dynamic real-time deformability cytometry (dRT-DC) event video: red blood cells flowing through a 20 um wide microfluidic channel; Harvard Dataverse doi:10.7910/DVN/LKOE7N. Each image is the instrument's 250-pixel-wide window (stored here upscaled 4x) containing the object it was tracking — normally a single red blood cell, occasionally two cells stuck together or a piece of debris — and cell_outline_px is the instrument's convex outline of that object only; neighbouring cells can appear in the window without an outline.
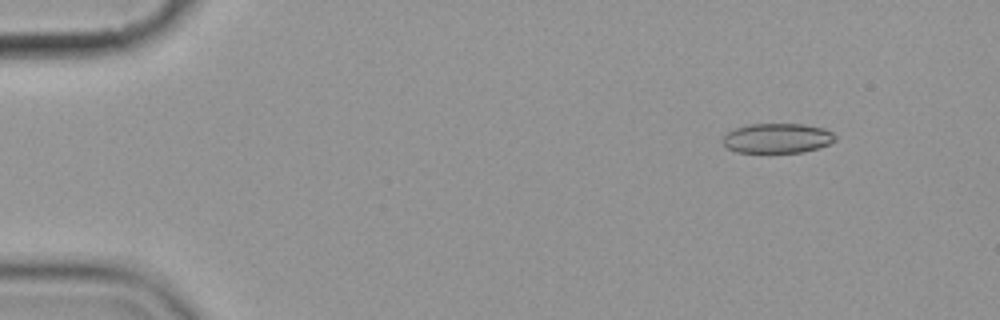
{"species": "common noctule bat (a hibernating species)", "species_latin": "Nyctalus noctula", "temperature_condition": "cold", "stored_images_in_passage": 6, "camera_frame_rate_fps": 3000, "um_per_image_px": 0.085, "animal": {"sex": "female", "body_mass_g": 19.9}, "frame": {"image": 1, "passage_image": 2, "time_ms": 2.0, "image_size_px": [1000, 320], "cell_outline_px": [[836, 140], [820, 148], [800, 152], [736, 152], [728, 148], [720, 140], [728, 132], [736, 128], [748, 124], [804, 124], [824, 128], [832, 132], [836, 136]], "centroid_in_image_um": [66.08, 11.74], "position_along_channel_um": 18.9, "area_um2": 19.54}}